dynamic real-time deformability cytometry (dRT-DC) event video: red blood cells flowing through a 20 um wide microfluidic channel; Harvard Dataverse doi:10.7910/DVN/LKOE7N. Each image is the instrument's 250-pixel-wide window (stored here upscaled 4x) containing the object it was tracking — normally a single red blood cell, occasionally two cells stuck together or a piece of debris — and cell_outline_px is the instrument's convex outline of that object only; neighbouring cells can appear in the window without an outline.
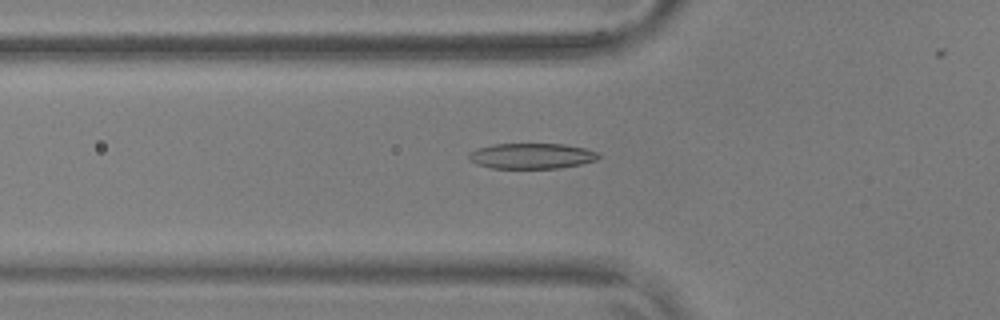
{"species": "common noctule bat (a hibernating species)", "species_latin": "Nyctalus noctula", "temperature_condition": "warm", "stored_images_in_passage": 49, "camera_frame_rate_fps": 3000, "um_per_image_px": 0.085, "animal": {"sex": "male", "body_mass_g": 17.9, "forearm_length_mm": 54.2}, "frame": {"image": 1, "passage_image": 20, "time_ms": 6.333, "image_size_px": [1000, 320], "cell_outline_px": [[600, 156], [596, 160], [580, 164], [560, 168], [492, 168], [476, 164], [468, 156], [468, 152], [492, 144], [564, 144], [584, 148], [596, 152]], "centroid_in_image_um": [45.18, 13.26], "position_along_channel_um": 80.6, "area_um2": 19.13}}
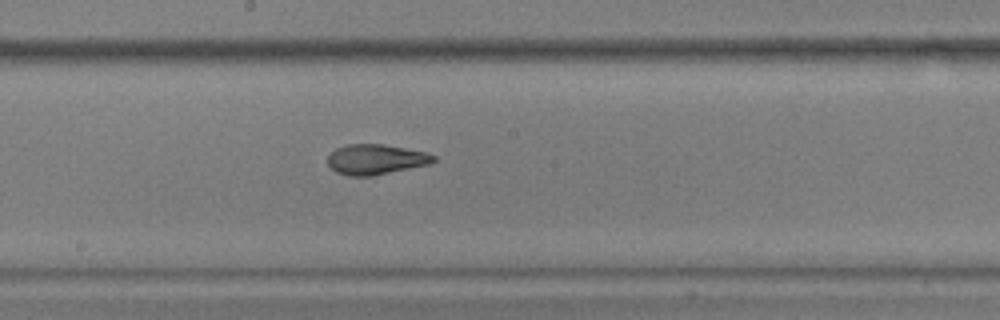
{"frame": {"image": 2, "passage_image": 31, "time_ms": 10.0, "image_size_px": [1000, 320], "cell_outline_px": [[436, 160], [428, 164], [372, 176], [348, 176], [336, 172], [328, 164], [328, 156], [336, 148], [348, 144], [384, 144], [424, 152], [436, 156]], "centroid_in_image_um": [31.91, 13.55], "position_along_channel_um": 216.3, "area_um2": 18.44}}
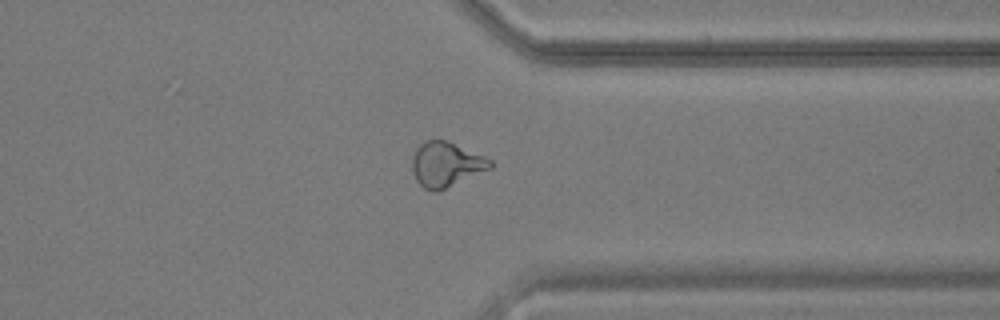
{"frame": {"image": 3, "passage_image": 44, "time_ms": 14.333, "image_size_px": [1000, 320], "cell_outline_px": [[492, 168], [436, 192], [432, 192], [424, 188], [416, 180], [412, 172], [412, 156], [416, 148], [420, 144], [428, 140], [444, 140], [484, 156], [492, 160]], "centroid_in_image_um": [37.89, 13.99], "position_along_channel_um": 373.5, "area_um2": 20.17}}